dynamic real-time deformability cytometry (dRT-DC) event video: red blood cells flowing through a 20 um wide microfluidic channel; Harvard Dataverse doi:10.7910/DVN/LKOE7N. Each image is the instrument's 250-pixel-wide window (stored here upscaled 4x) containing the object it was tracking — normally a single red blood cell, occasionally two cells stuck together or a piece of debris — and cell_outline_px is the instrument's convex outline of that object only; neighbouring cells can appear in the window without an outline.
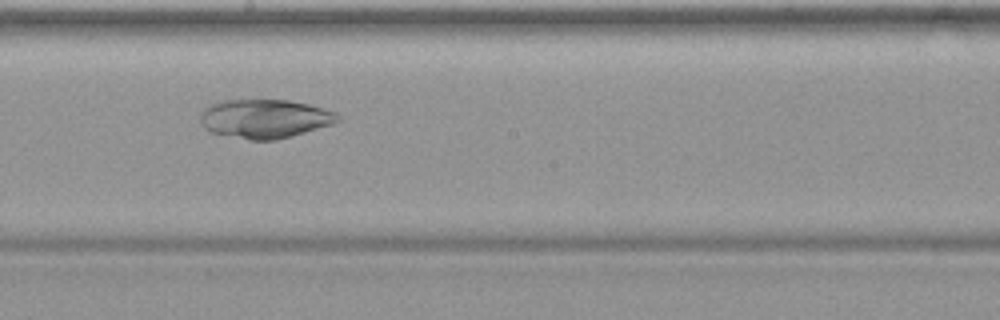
{"species": "common noctule bat (a hibernating species)", "species_latin": "Nyctalus noctula", "temperature_condition": "warm", "stored_images_in_passage": 38, "camera_frame_rate_fps": 3000, "um_per_image_px": 0.085, "animal": {"sex": "female", "body_mass_g": 19.9}, "frame": {"image": 1, "passage_image": 22, "time_ms": 7.0, "image_size_px": [1000, 320], "cell_outline_px": [[340, 120], [332, 124], [276, 140], [248, 140], [208, 132], [204, 128], [200, 120], [200, 116], [204, 108], [212, 104], [224, 100], [288, 100], [308, 104], [336, 112]], "centroid_in_image_um": [22.47, 10.09], "position_along_channel_um": 225.7, "area_um2": 31.04}}
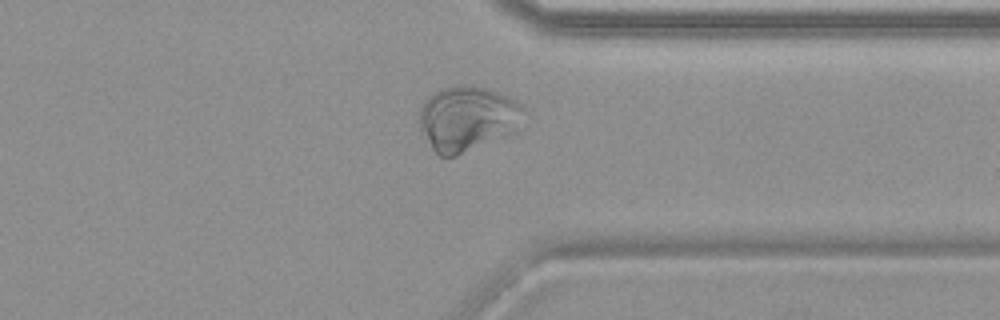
{"frame": {"image": 2, "passage_image": 33, "time_ms": 10.667, "image_size_px": [1000, 320], "cell_outline_px": [[524, 108], [508, 132], [456, 156], [440, 156], [432, 148], [420, 132], [420, 108], [428, 96], [440, 88], [460, 84], [476, 84], [488, 88], [508, 96], [524, 104]], "centroid_in_image_um": [39.62, 10.0], "position_along_channel_um": 371.8, "area_um2": 38.61}}